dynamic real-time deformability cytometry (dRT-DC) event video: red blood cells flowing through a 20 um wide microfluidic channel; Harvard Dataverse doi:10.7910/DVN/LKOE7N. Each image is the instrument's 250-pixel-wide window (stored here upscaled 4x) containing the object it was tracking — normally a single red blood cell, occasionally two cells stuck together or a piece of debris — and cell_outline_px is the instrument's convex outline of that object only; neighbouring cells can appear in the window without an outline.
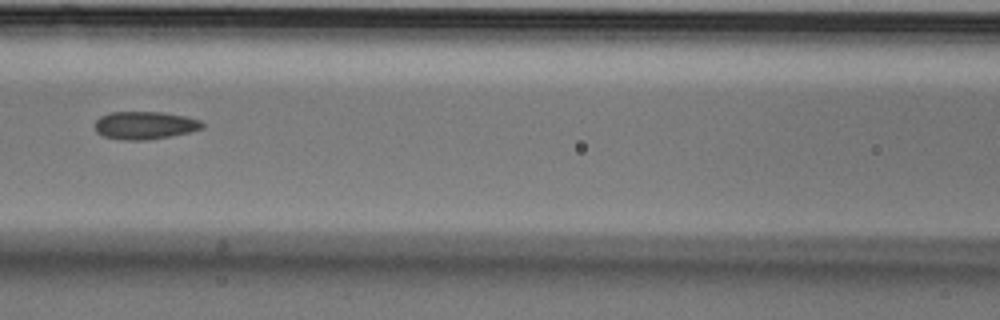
{"species": "Egyptian fruit bat (a non-hibernating species)", "species_latin": "Rousettus aegyptiacus", "temperature_condition": "cold", "stored_images_in_passage": 6, "segment_of_instrument_passage": [1, 2], "camera_frame_rate_fps": 3000, "um_per_image_px": 0.085, "animal": {"sex": "male"}, "frame": {"image": 1, "passage_image": 5, "time_ms": 1.333, "image_size_px": [1000, 320], "cell_outline_px": [[204, 128], [188, 132], [148, 140], [124, 140], [104, 136], [96, 132], [96, 120], [100, 116], [112, 112], [164, 112], [184, 116], [200, 120], [204, 124]], "centroid_in_image_um": [12.31, 10.65], "position_along_channel_um": 154.3, "area_um2": 17.28}}